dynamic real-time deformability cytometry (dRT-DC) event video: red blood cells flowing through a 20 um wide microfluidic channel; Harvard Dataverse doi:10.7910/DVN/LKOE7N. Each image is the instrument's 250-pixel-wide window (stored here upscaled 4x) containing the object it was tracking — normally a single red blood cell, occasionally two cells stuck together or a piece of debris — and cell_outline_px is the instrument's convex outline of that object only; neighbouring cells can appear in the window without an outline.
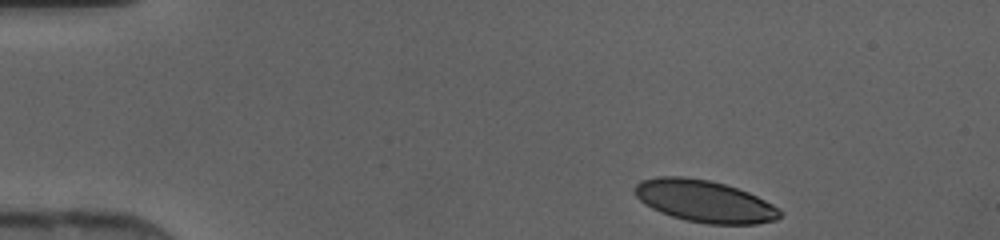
{"species": "human", "species_latin": "Homo sapiens", "temperature_condition": "cold", "stored_images_in_passage": 40, "camera_frame_rate_fps": 3000, "um_per_image_px": 0.085, "donor": {"sex": "female"}, "frame": {"image": 1, "passage_image": 1, "time_ms": 0.0, "image_size_px": [1000, 240], "cell_outline_px": [[784, 212], [776, 220], [756, 224], [708, 224], [684, 220], [660, 212], [644, 204], [636, 196], [632, 188], [640, 180], [656, 176], [684, 176], [708, 180], [724, 184], [748, 192], [772, 204]], "centroid_in_image_um": [59.85, 17.1], "position_along_channel_um": 25.2, "area_um2": 35.66}}
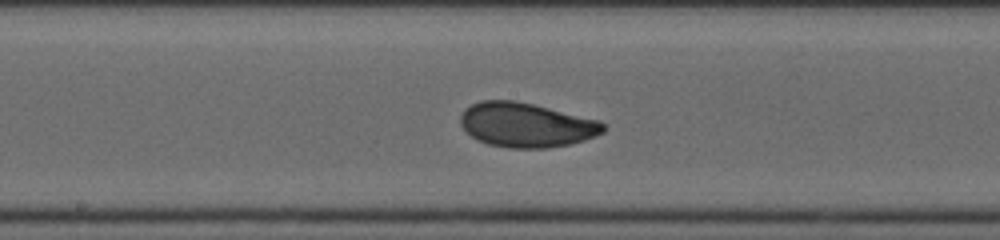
{"frame": {"image": 2, "passage_image": 19, "time_ms": 6.0, "image_size_px": [1000, 240], "cell_outline_px": [[604, 132], [596, 136], [584, 140], [568, 144], [548, 148], [508, 148], [488, 144], [476, 140], [460, 124], [460, 116], [464, 108], [480, 100], [516, 100], [600, 120], [604, 124]], "centroid_in_image_um": [44.71, 10.61], "position_along_channel_um": 203.5, "area_um2": 37.11}}
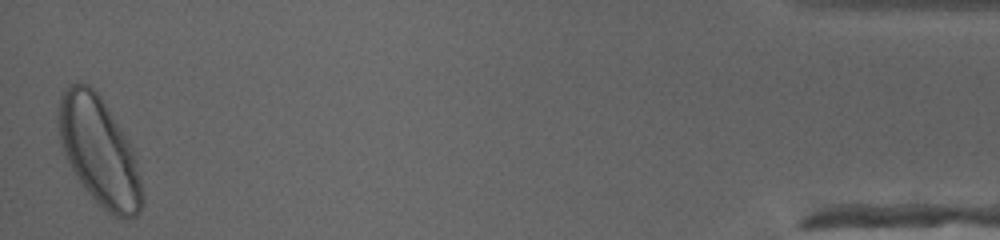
{"frame": {"image": 3, "passage_image": 40, "time_ms": 13.0, "image_size_px": [1000, 240], "cell_outline_px": [[144, 204], [140, 212], [136, 216], [128, 220], [124, 220], [112, 216], [88, 192], [76, 176], [64, 152], [60, 140], [60, 96], [76, 80], [88, 84], [100, 96], [108, 108], [128, 140], [132, 148], [136, 160], [144, 196]], "centroid_in_image_um": [8.49, 12.92], "position_along_channel_um": 426.7, "area_um2": 52.02}}